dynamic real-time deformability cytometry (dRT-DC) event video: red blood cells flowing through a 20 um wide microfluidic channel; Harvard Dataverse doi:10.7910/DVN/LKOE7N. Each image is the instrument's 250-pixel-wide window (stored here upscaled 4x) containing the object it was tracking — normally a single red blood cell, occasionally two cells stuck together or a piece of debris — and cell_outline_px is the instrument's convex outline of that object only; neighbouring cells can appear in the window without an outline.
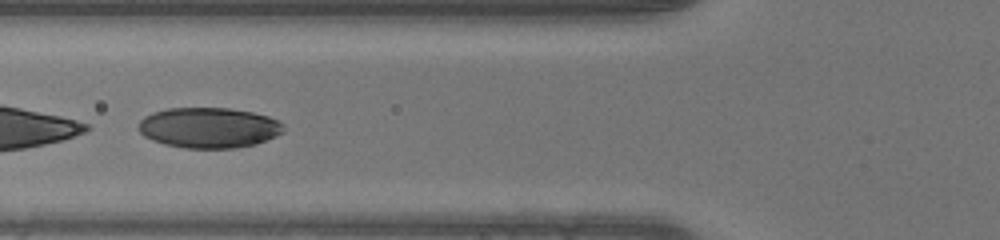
{"species": "human", "species_latin": "Homo sapiens", "temperature_condition": "warm", "stored_images_in_passage": 48, "segment_of_instrument_passage": [2, 2], "camera_frame_rate_fps": 3000, "um_per_image_px": 0.085, "donor": {"sex": "male"}, "frame": {"image": 1, "passage_image": 18, "time_ms": 5.667, "image_size_px": [1000, 240], "cell_outline_px": [[284, 132], [276, 136], [256, 144], [236, 148], [184, 148], [164, 144], [152, 140], [144, 136], [136, 128], [140, 120], [144, 116], [152, 112], [168, 108], [228, 108], [252, 112], [268, 116], [280, 120]], "centroid_in_image_um": [17.73, 10.85], "position_along_channel_um": 108.1, "area_um2": 34.45}}
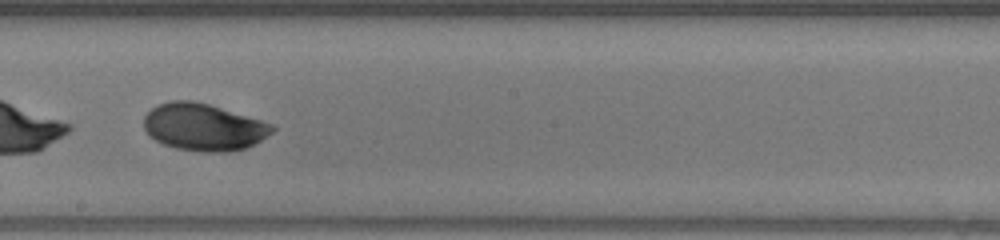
{"frame": {"image": 2, "passage_image": 27, "time_ms": 8.667, "image_size_px": [1000, 240], "cell_outline_px": [[276, 128], [272, 132], [256, 144], [232, 152], [200, 152], [176, 148], [164, 144], [156, 140], [144, 128], [144, 116], [156, 104], [168, 100], [192, 100], [208, 104], [260, 120], [272, 124]], "centroid_in_image_um": [17.3, 10.8], "position_along_channel_um": 230.9, "area_um2": 35.2}}
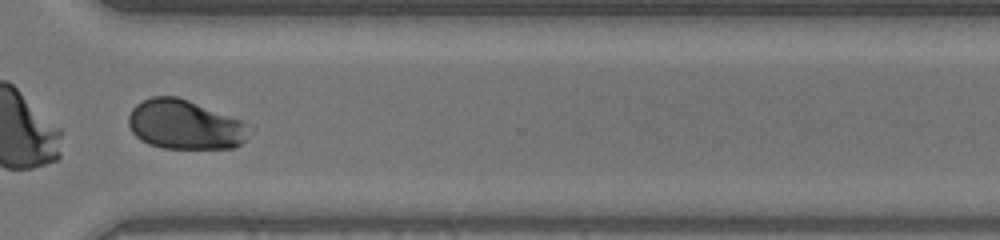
{"frame": {"image": 3, "passage_image": 36, "time_ms": 11.667, "image_size_px": [1000, 240], "cell_outline_px": [[256, 128], [240, 144], [232, 148], [164, 148], [148, 144], [140, 140], [132, 132], [128, 124], [128, 116], [132, 108], [136, 104], [152, 96], [176, 96], [188, 100], [240, 120]], "centroid_in_image_um": [15.72, 10.6], "position_along_channel_um": 354.9, "area_um2": 34.85}}